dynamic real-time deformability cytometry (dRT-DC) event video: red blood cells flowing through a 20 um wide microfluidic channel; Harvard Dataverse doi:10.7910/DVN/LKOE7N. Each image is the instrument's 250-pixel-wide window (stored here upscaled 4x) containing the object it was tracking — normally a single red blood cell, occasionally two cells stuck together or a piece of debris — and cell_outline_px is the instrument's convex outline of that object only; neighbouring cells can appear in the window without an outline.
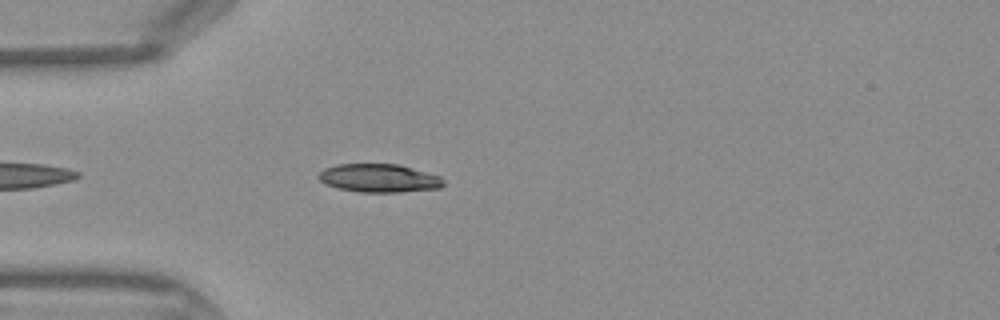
{"species": "Egyptian fruit bat (a non-hibernating species)", "species_latin": "Rousettus aegyptiacus", "temperature_condition": "warm", "stored_images_in_passage": 23, "camera_frame_rate_fps": 3000, "um_per_image_px": 0.085, "frame": {"image": 1, "passage_image": 4, "time_ms": 1.0, "image_size_px": [1000, 320], "cell_outline_px": [[444, 184], [440, 188], [400, 192], [360, 192], [340, 188], [324, 184], [316, 176], [324, 168], [336, 164], [400, 164], [440, 176], [444, 180]], "centroid_in_image_um": [32.21, 15.13], "position_along_channel_um": 52.8, "area_um2": 20.69}}